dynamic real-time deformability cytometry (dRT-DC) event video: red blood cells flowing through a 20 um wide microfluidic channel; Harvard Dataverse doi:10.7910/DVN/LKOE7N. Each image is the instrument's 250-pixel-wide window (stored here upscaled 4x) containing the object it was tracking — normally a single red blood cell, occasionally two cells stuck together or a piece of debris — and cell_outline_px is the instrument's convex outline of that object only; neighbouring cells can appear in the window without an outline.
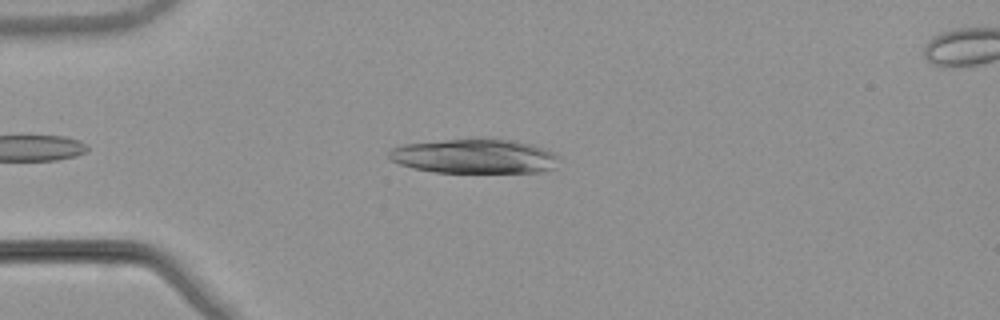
{"species": "common noctule bat (a hibernating species)", "species_latin": "Nyctalus noctula", "temperature_condition": "warm", "stored_images_in_passage": 42, "camera_frame_rate_fps": 3000, "um_per_image_px": 0.085, "animal": {"sex": "male", "body_mass_g": 21.5, "forearm_length_mm": 52.0}, "frame": {"image": 1, "passage_image": 7, "time_ms": 2.0, "image_size_px": [1000, 320], "cell_outline_px": [[560, 156], [552, 168], [544, 172], [436, 172], [412, 168], [400, 164], [392, 160], [388, 156], [388, 152], [392, 148], [404, 144], [472, 136], [488, 136], [512, 140], [532, 144], [544, 148]], "centroid_in_image_um": [40.33, 13.23], "position_along_channel_um": 44.7, "area_um2": 35.03}}